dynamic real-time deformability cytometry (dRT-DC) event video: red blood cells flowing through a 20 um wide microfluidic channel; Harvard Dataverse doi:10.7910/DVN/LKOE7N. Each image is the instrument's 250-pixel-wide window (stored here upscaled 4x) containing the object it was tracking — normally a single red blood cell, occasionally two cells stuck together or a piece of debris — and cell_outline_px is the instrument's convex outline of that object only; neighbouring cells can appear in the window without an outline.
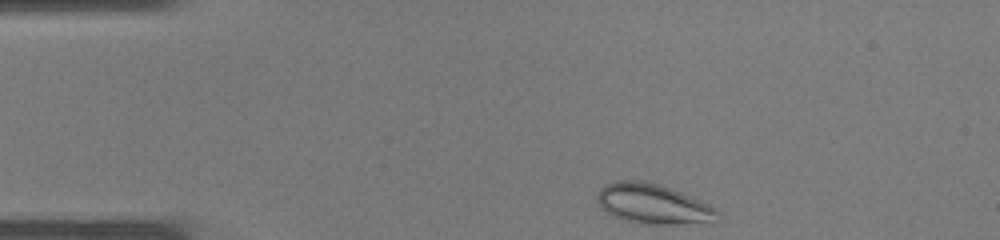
{"species": "common noctule bat (a hibernating species)", "species_latin": "Nyctalus noctula", "temperature_condition": "warm", "stored_images_in_passage": 32, "camera_frame_rate_fps": 3000, "um_per_image_px": 0.085, "animal": {"sex": "male", "body_mass_g": 19.0, "forearm_length_mm": 50.8}, "frame": {"image": 1, "passage_image": 1, "time_ms": 0.0, "image_size_px": [1000, 240], "cell_outline_px": [[716, 212], [704, 220], [672, 224], [652, 224], [628, 220], [612, 216], [596, 200], [596, 196], [600, 188], [608, 184], [620, 180], [632, 180], [656, 184], [668, 188], [708, 204]], "centroid_in_image_um": [55.33, 17.3], "position_along_channel_um": 29.7, "area_um2": 26.13}}
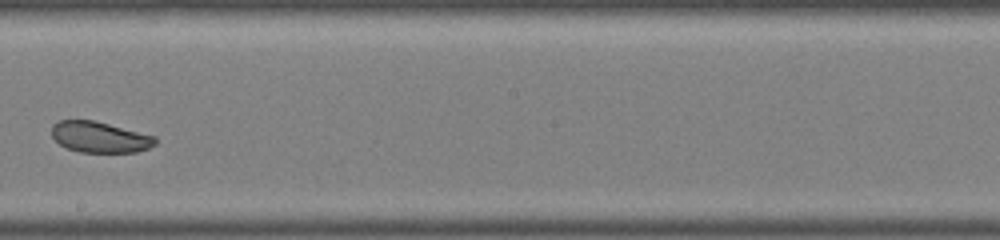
{"frame": {"image": 2, "passage_image": 16, "time_ms": 5.0, "image_size_px": [1000, 240], "cell_outline_px": [[156, 144], [148, 148], [136, 152], [80, 152], [68, 148], [60, 144], [52, 136], [52, 124], [60, 120], [96, 120], [156, 136]], "centroid_in_image_um": [8.5, 11.64], "position_along_channel_um": 239.7, "area_um2": 18.73}}
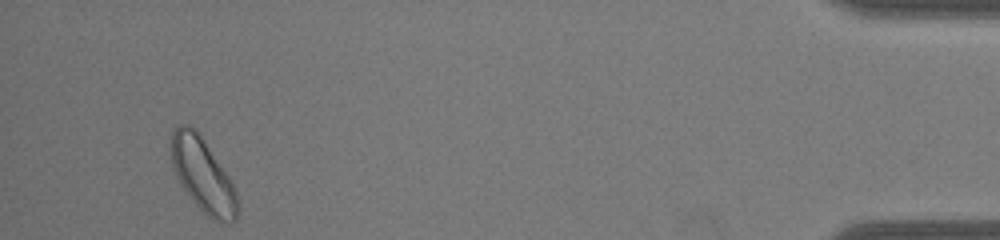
{"frame": {"image": 3, "passage_image": 30, "time_ms": 9.667, "image_size_px": [1000, 240], "cell_outline_px": [[240, 204], [236, 220], [232, 224], [228, 224], [212, 220], [192, 200], [180, 184], [172, 164], [172, 128], [176, 124], [188, 124], [196, 128], [200, 132], [228, 176], [236, 192]], "centroid_in_image_um": [17.27, 14.88], "position_along_channel_um": 417.9, "area_um2": 28.78}}